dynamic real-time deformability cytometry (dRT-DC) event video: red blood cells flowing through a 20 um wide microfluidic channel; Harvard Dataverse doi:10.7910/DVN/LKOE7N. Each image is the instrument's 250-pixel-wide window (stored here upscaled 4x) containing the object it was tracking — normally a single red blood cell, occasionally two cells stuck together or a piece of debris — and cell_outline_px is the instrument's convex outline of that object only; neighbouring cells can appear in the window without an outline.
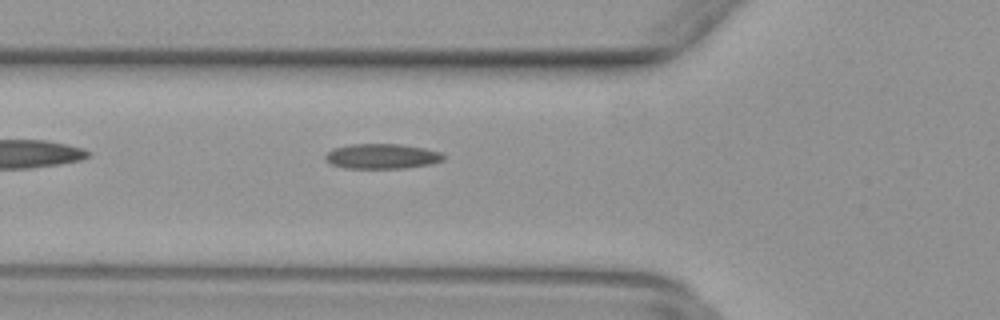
{"species": "common noctule bat (a hibernating species)", "species_latin": "Nyctalus noctula", "temperature_condition": "warm", "stored_images_in_passage": 36, "camera_frame_rate_fps": 3000, "um_per_image_px": 0.085, "animal": {"sex": "female", "body_mass_g": 29.2, "forearm_length_mm": 56.3}, "frame": {"image": 1, "passage_image": 4, "time_ms": 1.0, "image_size_px": [1000, 320], "cell_outline_px": [[444, 160], [428, 164], [404, 168], [344, 168], [332, 164], [324, 160], [324, 156], [332, 148], [352, 144], [400, 144], [424, 148], [440, 152], [444, 156]], "centroid_in_image_um": [32.42, 13.28], "position_along_channel_um": 93.4, "area_um2": 17.17}}
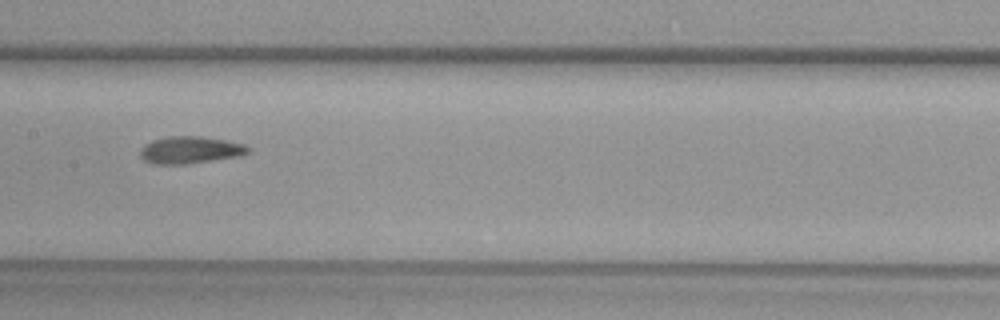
{"frame": {"image": 2, "passage_image": 11, "time_ms": 3.333, "image_size_px": [1000, 320], "cell_outline_px": [[252, 148], [248, 152], [240, 156], [184, 164], [152, 164], [144, 160], [140, 156], [140, 148], [144, 144], [152, 140], [168, 136], [200, 136], [224, 140], [244, 144]], "centroid_in_image_um": [16.14, 12.74], "position_along_channel_um": 191.3, "area_um2": 17.11}}
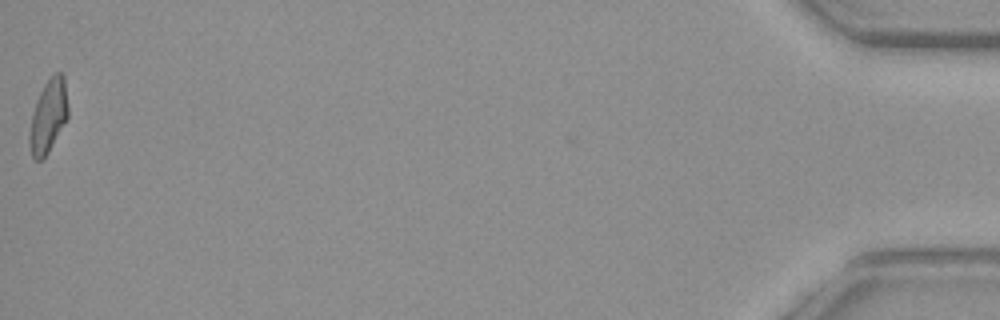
{"frame": {"image": 3, "passage_image": 36, "time_ms": 11.667, "image_size_px": [1000, 320], "cell_outline_px": [[68, 116], [44, 160], [36, 160], [32, 156], [28, 144], [28, 136], [32, 112], [36, 100], [44, 84], [52, 72], [60, 72], [64, 76], [68, 104]], "centroid_in_image_um": [4.09, 9.86], "position_along_channel_um": 431.1, "area_um2": 16.7}}